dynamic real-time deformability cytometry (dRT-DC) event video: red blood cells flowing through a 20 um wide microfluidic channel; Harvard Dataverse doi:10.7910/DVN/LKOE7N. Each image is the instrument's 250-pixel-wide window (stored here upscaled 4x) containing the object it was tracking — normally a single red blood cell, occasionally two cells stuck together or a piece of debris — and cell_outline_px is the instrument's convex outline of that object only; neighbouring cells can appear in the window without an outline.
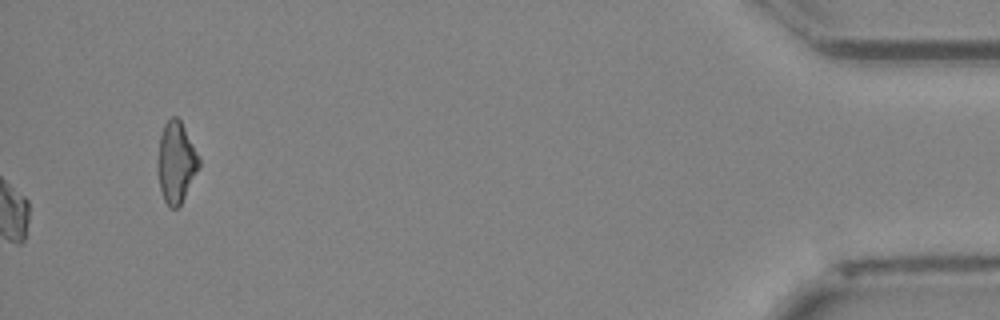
{"species": "Egyptian fruit bat (a non-hibernating species)", "species_latin": "Rousettus aegyptiacus", "temperature_condition": "cold", "stored_images_in_passage": 39, "camera_frame_rate_fps": 3000, "um_per_image_px": 0.085, "animal": {"sex": "female"}, "frame": {"image": 1, "passage_image": 39, "time_ms": 12.667, "image_size_px": [1000, 320], "cell_outline_px": [[200, 168], [180, 204], [176, 208], [168, 208], [164, 200], [160, 188], [156, 168], [156, 164], [160, 136], [164, 124], [172, 116], [176, 116], [180, 120], [200, 160]], "centroid_in_image_um": [14.94, 13.82], "position_along_channel_um": 420.3, "area_um2": 19.48}}